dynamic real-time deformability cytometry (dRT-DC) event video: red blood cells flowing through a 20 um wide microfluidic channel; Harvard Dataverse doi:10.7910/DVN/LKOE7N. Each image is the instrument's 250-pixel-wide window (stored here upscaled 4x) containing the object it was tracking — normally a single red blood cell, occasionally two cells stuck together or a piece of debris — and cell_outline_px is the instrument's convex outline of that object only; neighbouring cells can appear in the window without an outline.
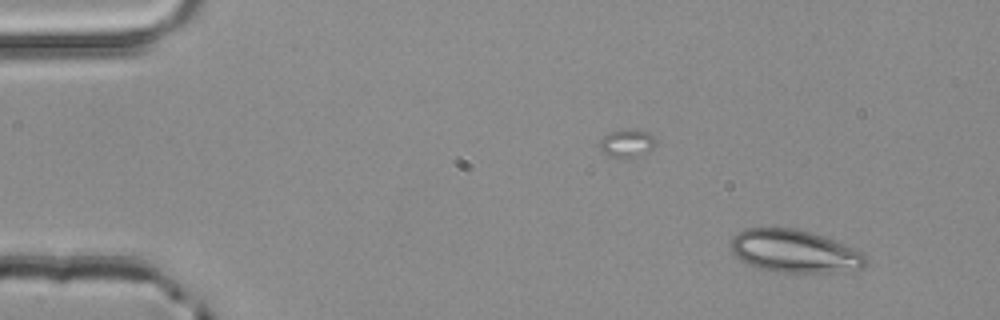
{"species": "common noctule bat (a hibernating species)", "species_latin": "Nyctalus noctula", "temperature_condition": "room temperature", "stored_images_in_passage": 3, "camera_frame_rate_fps": 3000, "um_per_image_px": 0.085, "animal": {"sex": "male", "body_mass_g": 20.4}, "frame": {"image": 1, "passage_image": 1, "time_ms": 0.0, "image_size_px": [1000, 320], "cell_outline_px": [[868, 256], [864, 264], [860, 268], [828, 272], [772, 272], [756, 268], [748, 264], [736, 256], [732, 252], [732, 236], [744, 228], [796, 228], [812, 232], [824, 236], [864, 252]], "centroid_in_image_um": [67.51, 21.34], "position_along_channel_um": 17.5, "area_um2": 33.64}}